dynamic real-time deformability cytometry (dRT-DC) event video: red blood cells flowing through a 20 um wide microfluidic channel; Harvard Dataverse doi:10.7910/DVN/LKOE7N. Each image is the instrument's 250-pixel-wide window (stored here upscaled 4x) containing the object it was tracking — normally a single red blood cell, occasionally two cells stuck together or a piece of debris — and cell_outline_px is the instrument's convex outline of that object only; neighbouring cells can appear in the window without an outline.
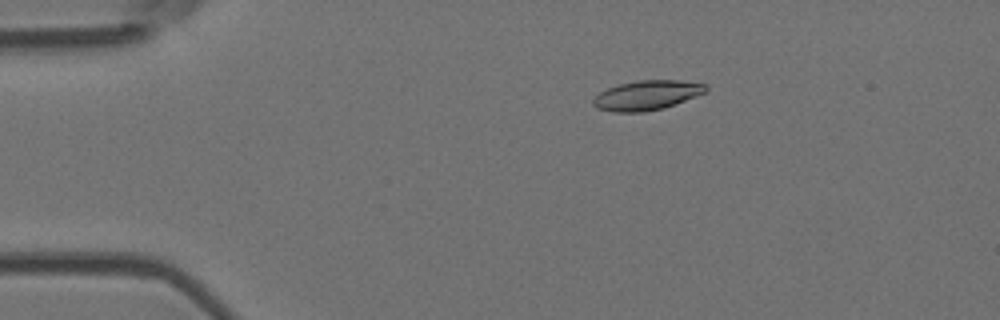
{"species": "Egyptian fruit bat (a non-hibernating species)", "species_latin": "Rousettus aegyptiacus", "temperature_condition": "room temperature", "stored_images_in_passage": 4, "camera_frame_rate_fps": 3000, "um_per_image_px": 0.085, "animal": {"sex": "female"}, "frame": {"image": 1, "passage_image": 3, "time_ms": 0.667, "image_size_px": [1000, 320], "cell_outline_px": [[708, 92], [664, 108], [644, 112], [612, 112], [596, 108], [592, 104], [592, 100], [600, 92], [608, 88], [620, 84], [640, 80], [680, 80], [708, 84]], "centroid_in_image_um": [55.02, 8.1], "position_along_channel_um": 30.0, "area_um2": 19.59}}